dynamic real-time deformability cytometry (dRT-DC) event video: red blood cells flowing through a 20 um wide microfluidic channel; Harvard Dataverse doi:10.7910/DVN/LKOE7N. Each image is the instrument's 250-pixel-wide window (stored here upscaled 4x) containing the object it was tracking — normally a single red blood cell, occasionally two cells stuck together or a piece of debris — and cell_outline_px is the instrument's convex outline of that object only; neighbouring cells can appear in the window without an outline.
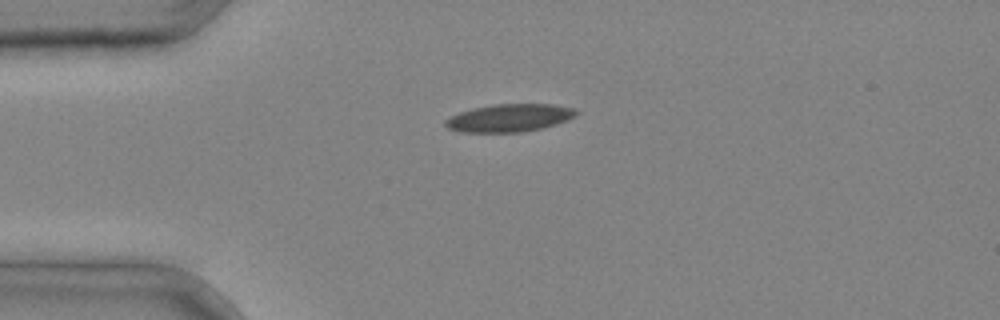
{"species": "common noctule bat (a hibernating species)", "species_latin": "Nyctalus noctula", "temperature_condition": "cold", "stored_images_in_passage": 1, "camera_frame_rate_fps": 3000, "um_per_image_px": 0.085, "animal": {"sex": "male", "body_mass_g": 20.4}, "frame": {"image": 1, "passage_image": 1, "time_ms": 0.0, "image_size_px": [1000, 320], "cell_outline_px": [[580, 112], [576, 116], [568, 120], [556, 124], [524, 132], [460, 132], [448, 128], [444, 124], [444, 120], [460, 112], [472, 108], [492, 104], [552, 104], [576, 108]], "centroid_in_image_um": [43.33, 10.01], "position_along_channel_um": 41.7, "area_um2": 21.33}}